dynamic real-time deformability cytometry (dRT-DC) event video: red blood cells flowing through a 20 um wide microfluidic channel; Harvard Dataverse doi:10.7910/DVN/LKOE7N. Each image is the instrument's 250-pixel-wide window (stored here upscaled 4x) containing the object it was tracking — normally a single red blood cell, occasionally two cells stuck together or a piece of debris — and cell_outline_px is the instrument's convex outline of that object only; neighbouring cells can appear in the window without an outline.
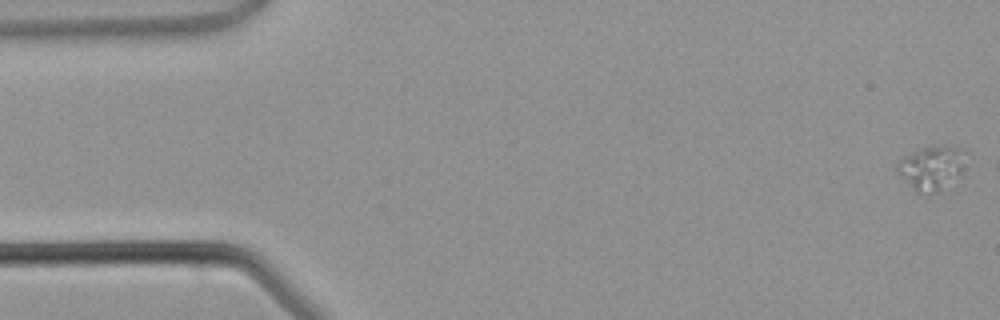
{"species": "common noctule bat (a hibernating species)", "species_latin": "Nyctalus noctula", "temperature_condition": "warm", "stored_images_in_passage": 5, "camera_frame_rate_fps": 3000, "um_per_image_px": 0.085, "animal": {"sex": "male", "body_mass_g": 21.5, "forearm_length_mm": 52.0}, "frame": {"image": 1, "passage_image": 1, "time_ms": 0.0, "image_size_px": [1000, 320], "cell_outline_px": [[964, 172], [936, 192], [916, 192], [912, 188], [896, 168], [896, 164], [904, 156], [920, 148], [940, 144], [964, 148]], "centroid_in_image_um": [79.22, 14.21], "position_along_channel_um": 5.8, "area_um2": 17.4}}